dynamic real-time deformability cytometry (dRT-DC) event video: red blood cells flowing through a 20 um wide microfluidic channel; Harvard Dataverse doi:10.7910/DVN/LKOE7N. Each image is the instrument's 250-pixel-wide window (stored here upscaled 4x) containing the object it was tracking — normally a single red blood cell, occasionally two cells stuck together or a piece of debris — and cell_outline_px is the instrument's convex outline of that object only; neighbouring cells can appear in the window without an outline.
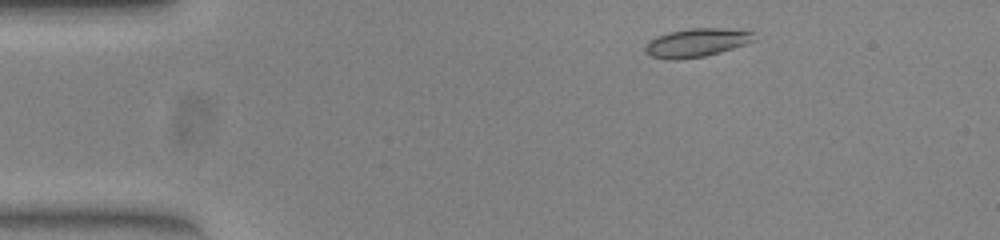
{"species": "common noctule bat (a hibernating species)", "species_latin": "Nyctalus noctula", "temperature_condition": "warm", "stored_images_in_passage": 49, "segment_of_instrument_passage": [1, 2], "camera_frame_rate_fps": 3000, "um_per_image_px": 0.085, "animal": {"sex": "female", "body_mass_g": 23.0, "forearm_length_mm": 53.4}, "frame": {"image": 1, "passage_image": 3, "time_ms": 0.667, "image_size_px": [1000, 240], "cell_outline_px": [[756, 40], [720, 52], [704, 56], [676, 60], [668, 60], [652, 56], [644, 52], [644, 44], [648, 40], [656, 36], [668, 32], [688, 28], [720, 28], [756, 32]], "centroid_in_image_um": [59.16, 3.62], "position_along_channel_um": 25.8, "area_um2": 18.26}}
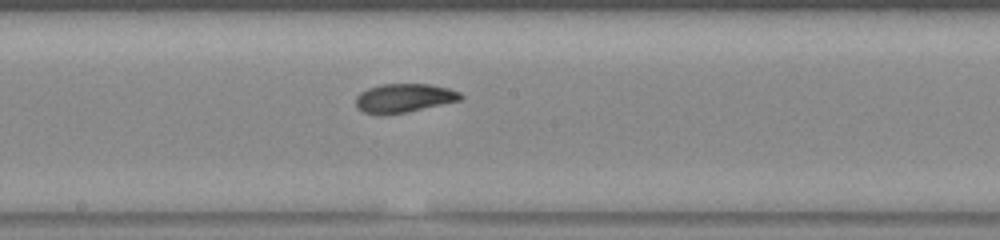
{"frame": {"image": 2, "passage_image": 23, "time_ms": 7.333, "image_size_px": [1000, 240], "cell_outline_px": [[464, 96], [460, 100], [404, 112], [380, 116], [376, 116], [364, 112], [356, 108], [356, 96], [360, 92], [368, 88], [380, 84], [428, 84], [448, 88], [460, 92]], "centroid_in_image_um": [34.28, 8.34], "position_along_channel_um": 213.9, "area_um2": 17.63}}
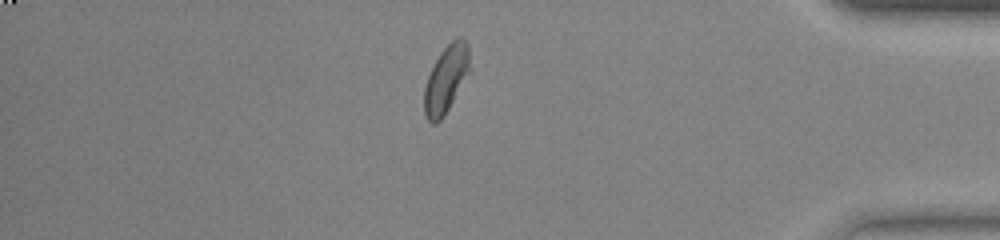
{"frame": {"image": 3, "passage_image": 40, "time_ms": 13.0, "image_size_px": [1000, 240], "cell_outline_px": [[472, 72], [440, 120], [436, 124], [432, 124], [428, 120], [424, 112], [424, 88], [428, 76], [440, 52], [456, 36], [460, 36], [468, 44]], "centroid_in_image_um": [37.96, 6.7], "position_along_channel_um": 397.2, "area_um2": 18.15}}